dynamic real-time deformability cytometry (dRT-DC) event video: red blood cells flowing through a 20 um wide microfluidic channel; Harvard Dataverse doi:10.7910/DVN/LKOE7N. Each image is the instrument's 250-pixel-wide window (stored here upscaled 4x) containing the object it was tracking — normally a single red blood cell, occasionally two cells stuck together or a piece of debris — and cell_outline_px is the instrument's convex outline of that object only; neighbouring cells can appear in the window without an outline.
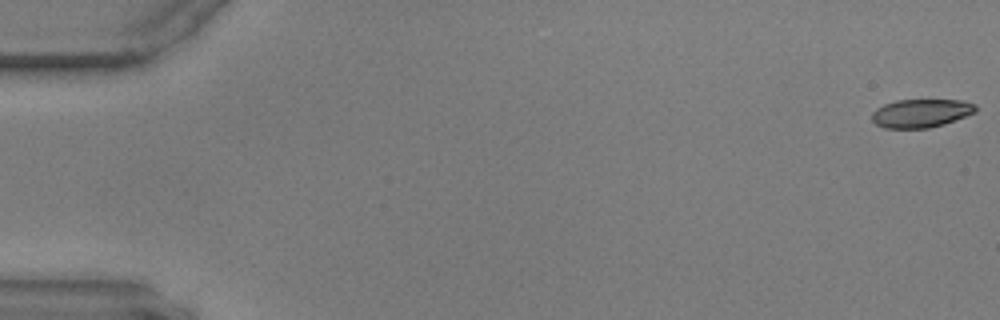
{"species": "common noctule bat (a hibernating species)", "species_latin": "Nyctalus noctula", "temperature_condition": "warm", "stored_images_in_passage": 58, "camera_frame_rate_fps": 3000, "um_per_image_px": 0.085, "animal": {"sex": "male", "body_mass_g": 17.9, "forearm_length_mm": 54.2}, "frame": {"image": 1, "passage_image": 1, "time_ms": 0.0, "image_size_px": [1000, 320], "cell_outline_px": [[976, 112], [944, 124], [928, 128], [884, 128], [876, 124], [872, 120], [872, 112], [876, 108], [884, 104], [896, 100], [960, 100], [976, 104]], "centroid_in_image_um": [78.27, 9.62], "position_along_channel_um": 6.7, "area_um2": 17.17}}
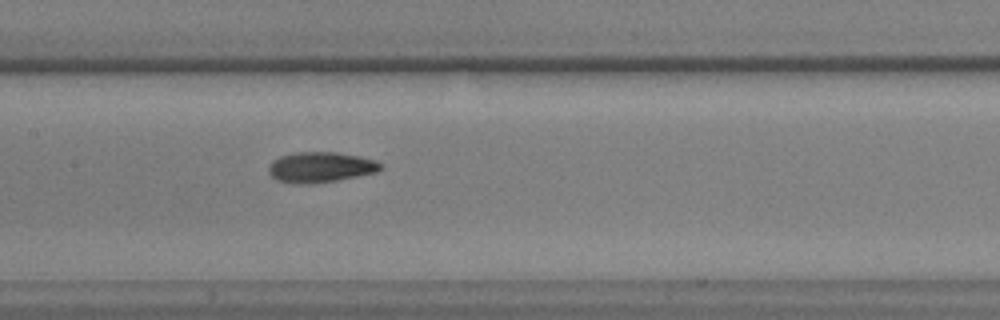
{"frame": {"image": 2, "passage_image": 29, "time_ms": 9.333, "image_size_px": [1000, 320], "cell_outline_px": [[384, 168], [376, 172], [336, 180], [312, 184], [296, 184], [276, 180], [268, 172], [268, 168], [280, 156], [296, 152], [336, 152], [360, 156], [376, 160], [384, 164]], "centroid_in_image_um": [27.29, 14.21], "position_along_channel_um": 180.1, "area_um2": 19.88}}
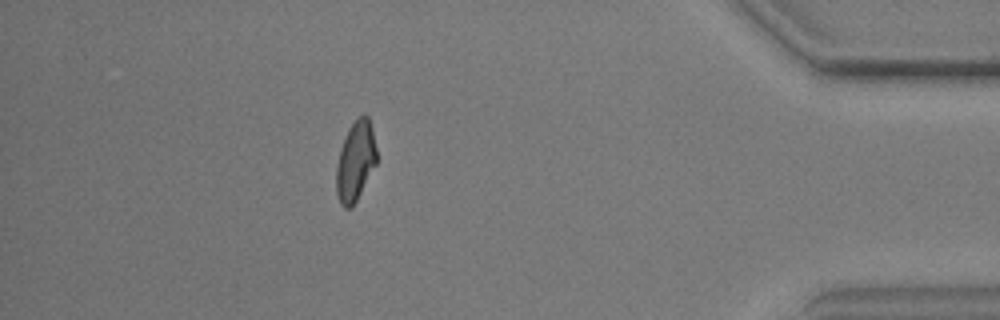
{"frame": {"image": 3, "passage_image": 52, "time_ms": 17.0, "image_size_px": [1000, 320], "cell_outline_px": [[376, 164], [352, 208], [344, 208], [340, 204], [336, 192], [336, 164], [348, 128], [364, 112], [368, 116], [372, 128], [376, 148]], "centroid_in_image_um": [30.21, 13.71], "position_along_channel_um": 405.0, "area_um2": 18.61}}